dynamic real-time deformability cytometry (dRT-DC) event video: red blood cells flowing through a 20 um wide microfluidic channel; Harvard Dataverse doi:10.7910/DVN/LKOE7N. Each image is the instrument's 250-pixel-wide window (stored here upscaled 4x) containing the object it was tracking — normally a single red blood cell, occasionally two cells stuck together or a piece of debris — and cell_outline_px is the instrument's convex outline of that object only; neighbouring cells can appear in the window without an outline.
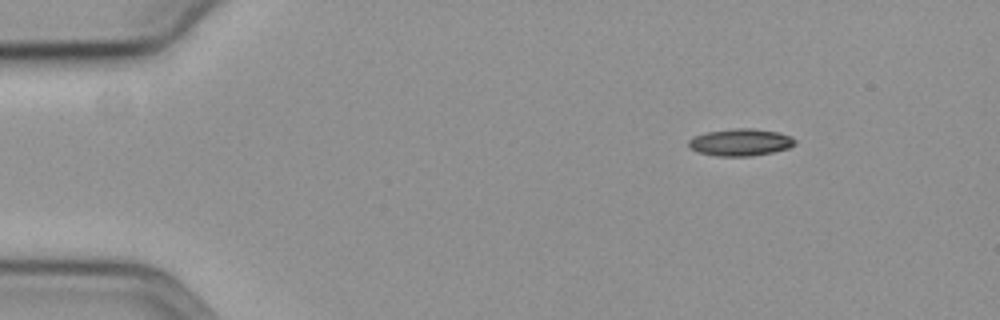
{"species": "common noctule bat (a hibernating species)", "species_latin": "Nyctalus noctula", "temperature_condition": "cold", "stored_images_in_passage": 13, "camera_frame_rate_fps": 3000, "um_per_image_px": 0.085, "animal": {"sex": "female", "body_mass_g": 19.3, "forearm_length_mm": 54.1}, "frame": {"image": 1, "passage_image": 1, "time_ms": 0.0, "image_size_px": [1000, 320], "cell_outline_px": [[796, 144], [788, 148], [772, 152], [752, 156], [716, 156], [696, 152], [688, 148], [688, 140], [692, 136], [704, 132], [732, 128], [752, 128], [776, 132], [792, 136], [796, 140]], "centroid_in_image_um": [62.88, 12.09], "position_along_channel_um": 22.1, "area_um2": 17.11}}
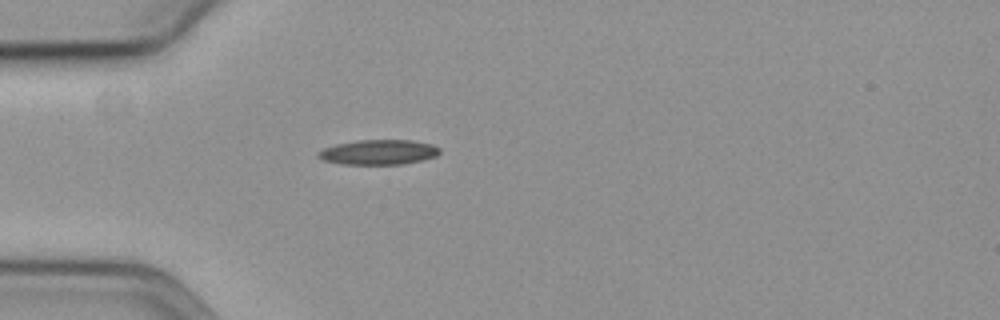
{"frame": {"image": 2, "passage_image": 10, "time_ms": 3.0, "image_size_px": [1000, 320], "cell_outline_px": [[440, 152], [436, 156], [424, 160], [404, 164], [340, 164], [324, 160], [316, 156], [316, 152], [324, 148], [336, 144], [360, 140], [412, 140], [432, 144], [440, 148]], "centroid_in_image_um": [32.19, 12.94], "position_along_channel_um": 52.8, "area_um2": 17.74}}